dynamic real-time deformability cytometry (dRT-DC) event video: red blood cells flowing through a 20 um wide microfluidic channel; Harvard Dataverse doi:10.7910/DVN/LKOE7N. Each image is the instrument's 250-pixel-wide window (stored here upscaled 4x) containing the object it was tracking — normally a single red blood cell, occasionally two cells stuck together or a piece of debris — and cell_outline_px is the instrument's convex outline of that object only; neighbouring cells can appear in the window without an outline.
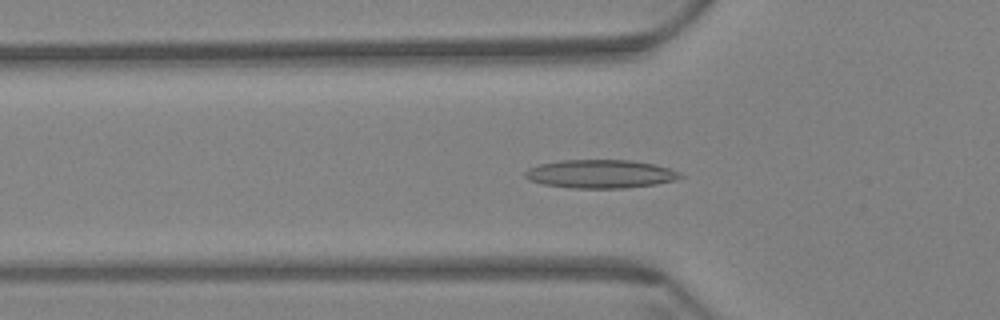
{"species": "Egyptian fruit bat (a non-hibernating species)", "species_latin": "Rousettus aegyptiacus", "temperature_condition": "warm", "stored_images_in_passage": 61, "camera_frame_rate_fps": 3000, "um_per_image_px": 0.085, "animal": {"sex": "female"}, "frame": {"image": 1, "passage_image": 21, "time_ms": 6.667, "image_size_px": [1000, 320], "cell_outline_px": [[684, 176], [676, 180], [656, 184], [624, 188], [572, 188], [544, 184], [528, 180], [524, 176], [524, 172], [528, 168], [540, 164], [560, 160], [632, 160], [652, 164], [668, 168], [680, 172]], "centroid_in_image_um": [51.03, 14.78], "position_along_channel_um": 74.8, "area_um2": 25.72}}
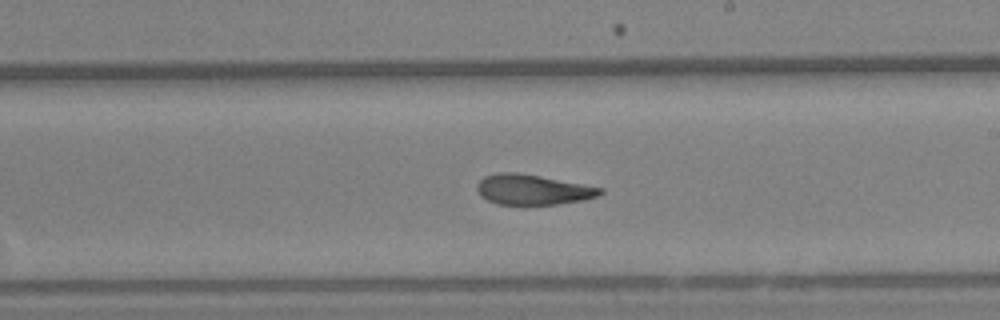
{"frame": {"image": 2, "passage_image": 36, "time_ms": 11.667, "image_size_px": [1000, 320], "cell_outline_px": [[604, 192], [596, 196], [584, 200], [556, 204], [496, 204], [480, 196], [476, 188], [476, 184], [484, 176], [496, 172], [516, 172], [540, 176], [584, 184], [604, 188]], "centroid_in_image_um": [45.26, 16.11], "position_along_channel_um": 243.7, "area_um2": 21.73}}
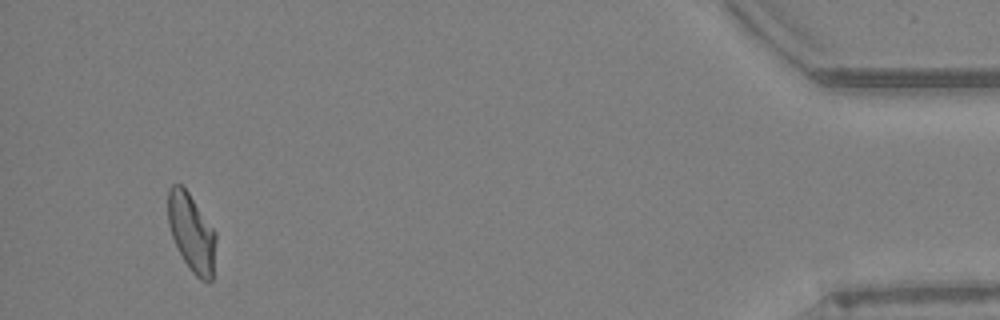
{"frame": {"image": 3, "passage_image": 58, "time_ms": 19.0, "image_size_px": [1000, 320], "cell_outline_px": [[216, 240], [212, 280], [200, 280], [192, 272], [184, 260], [172, 236], [168, 224], [168, 188], [172, 184], [180, 184], [188, 192], [216, 232]], "centroid_in_image_um": [16.28, 19.76], "position_along_channel_um": 418.9, "area_um2": 21.5}, "authors_computed_cell_mechanics": {"area_um2": 22.9466, "velocity_mm_per_s": 3.3869, "shape_relaxation_time_tau1_ms": null, "shape_relaxation_time_tau2_ms": 3.4838, "deformation_change_tau1": null, "deformation_change_tau2": 0.1155}}